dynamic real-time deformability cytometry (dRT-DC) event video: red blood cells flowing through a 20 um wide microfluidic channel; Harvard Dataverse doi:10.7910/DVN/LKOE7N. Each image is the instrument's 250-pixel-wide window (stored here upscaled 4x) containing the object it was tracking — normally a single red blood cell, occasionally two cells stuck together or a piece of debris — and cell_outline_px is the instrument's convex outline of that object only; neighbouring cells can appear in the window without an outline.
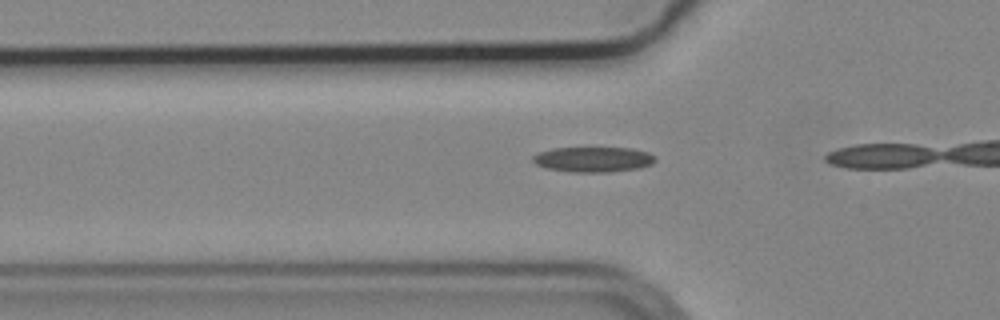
{"species": "common noctule bat (a hibernating species)", "species_latin": "Nyctalus noctula", "temperature_condition": "cold", "stored_images_in_passage": 14, "camera_frame_rate_fps": 3000, "um_per_image_px": 0.085, "animal": {"sex": "male", "body_mass_g": 19.2, "forearm_length_mm": 51.8}, "frame": {"image": 1, "passage_image": 5, "time_ms": 1.333, "image_size_px": [1000, 320], "cell_outline_px": [[656, 160], [652, 164], [640, 168], [608, 172], [572, 172], [548, 168], [536, 164], [532, 160], [532, 156], [540, 152], [552, 148], [632, 148], [648, 152], [656, 156]], "centroid_in_image_um": [50.46, 13.55], "position_along_channel_um": 75.3, "area_um2": 17.98}}
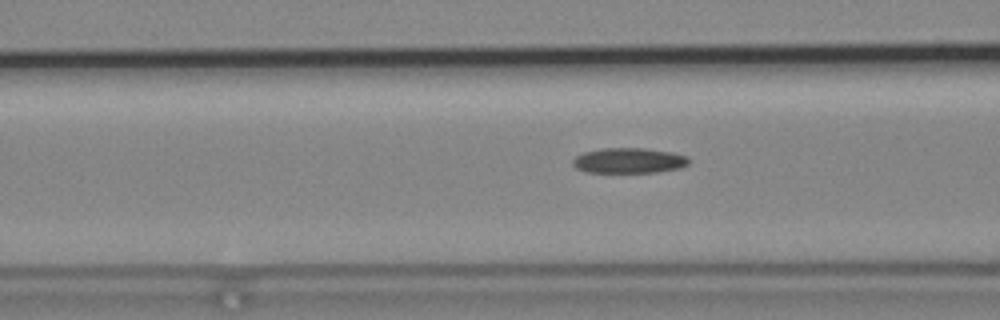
{"frame": {"image": 2, "passage_image": 8, "time_ms": 2.333, "image_size_px": [1000, 320], "cell_outline_px": [[688, 164], [680, 168], [656, 172], [588, 172], [576, 168], [572, 164], [572, 160], [576, 156], [584, 152], [604, 148], [644, 148], [672, 152], [688, 156]], "centroid_in_image_um": [53.46, 13.64], "position_along_channel_um": 113.1, "area_um2": 17.05}}